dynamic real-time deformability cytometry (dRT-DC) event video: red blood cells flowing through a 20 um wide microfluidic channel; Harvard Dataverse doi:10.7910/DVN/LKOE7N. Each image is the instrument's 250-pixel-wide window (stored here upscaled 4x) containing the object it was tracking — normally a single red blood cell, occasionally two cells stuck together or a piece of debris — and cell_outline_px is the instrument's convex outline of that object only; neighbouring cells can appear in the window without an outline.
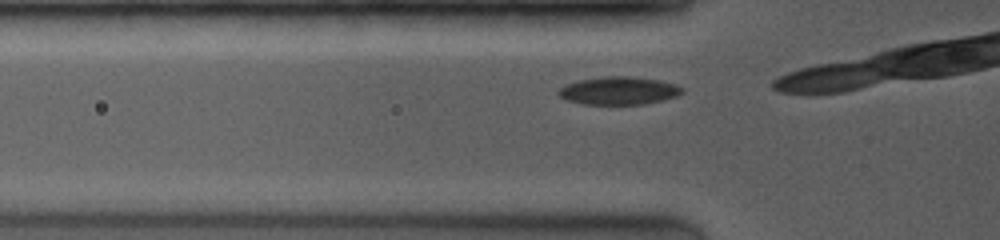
{"species": "common noctule bat (a hibernating species)", "species_latin": "Nyctalus noctula", "temperature_condition": "room temperature", "stored_images_in_passage": 5, "camera_frame_rate_fps": 4000, "um_per_image_px": 0.085, "animal": {"sex": "female", "body_mass_g": 19.0, "forearm_length_mm": 53.3}, "frame": {"image": 1, "passage_image": 2, "time_ms": 0.25, "image_size_px": [1000, 240], "cell_outline_px": [[684, 92], [676, 96], [644, 104], [580, 104], [568, 100], [560, 96], [556, 92], [560, 88], [568, 84], [580, 80], [608, 76], [624, 76], [656, 80], [672, 84], [684, 88]], "centroid_in_image_um": [52.57, 7.72], "position_along_channel_um": 73.2, "area_um2": 19.65}}